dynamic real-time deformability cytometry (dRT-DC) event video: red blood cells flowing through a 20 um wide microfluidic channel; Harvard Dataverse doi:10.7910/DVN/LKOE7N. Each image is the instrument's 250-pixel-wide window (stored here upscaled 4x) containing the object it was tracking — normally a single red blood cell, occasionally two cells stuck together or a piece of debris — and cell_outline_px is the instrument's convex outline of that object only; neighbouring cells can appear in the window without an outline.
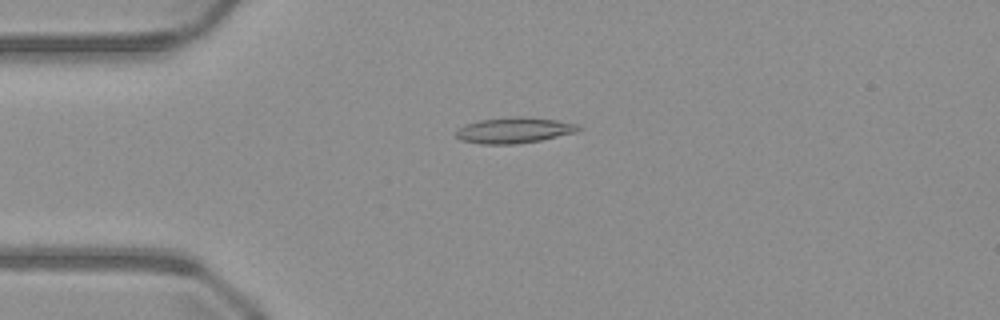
{"species": "common noctule bat (a hibernating species)", "species_latin": "Nyctalus noctula", "temperature_condition": "warm", "stored_images_in_passage": 50, "camera_frame_rate_fps": 3000, "um_per_image_px": 0.085, "animal": {"sex": "male", "body_mass_g": 23.1, "forearm_length_mm": 52.7}, "frame": {"image": 1, "passage_image": 12, "time_ms": 3.667, "image_size_px": [1000, 320], "cell_outline_px": [[580, 128], [576, 132], [540, 140], [516, 144], [480, 144], [460, 140], [456, 136], [456, 132], [460, 128], [468, 124], [480, 120], [516, 116], [520, 116], [556, 120], [580, 124]], "centroid_in_image_um": [43.71, 11.07], "position_along_channel_um": 41.3, "area_um2": 18.21}}
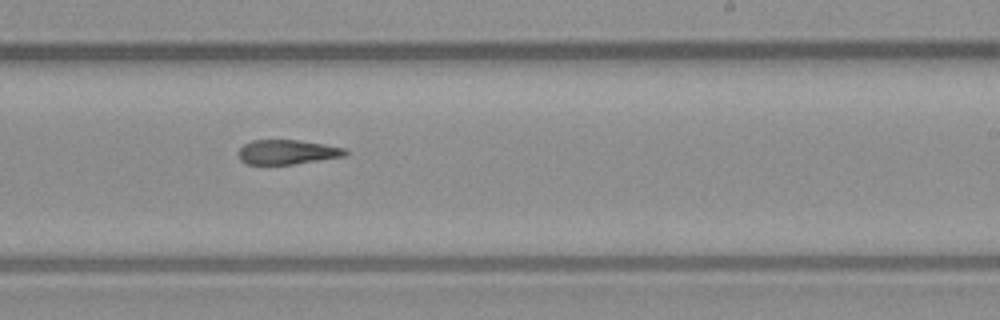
{"frame": {"image": 2, "passage_image": 30, "time_ms": 9.667, "image_size_px": [1000, 320], "cell_outline_px": [[348, 152], [344, 156], [292, 164], [248, 164], [240, 160], [236, 152], [244, 144], [252, 140], [296, 140], [324, 144], [344, 148]], "centroid_in_image_um": [24.36, 12.92], "position_along_channel_um": 264.6, "area_um2": 15.14}}
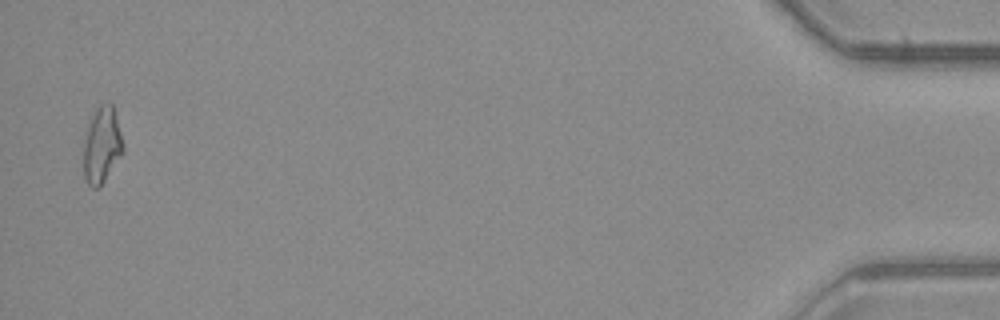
{"frame": {"image": 3, "passage_image": 49, "time_ms": 16.0, "image_size_px": [1000, 320], "cell_outline_px": [[124, 152], [100, 188], [92, 188], [88, 184], [84, 176], [84, 144], [88, 128], [92, 116], [96, 108], [100, 104], [112, 104], [124, 144]], "centroid_in_image_um": [8.68, 12.39], "position_along_channel_um": 426.5, "area_um2": 17.4}}